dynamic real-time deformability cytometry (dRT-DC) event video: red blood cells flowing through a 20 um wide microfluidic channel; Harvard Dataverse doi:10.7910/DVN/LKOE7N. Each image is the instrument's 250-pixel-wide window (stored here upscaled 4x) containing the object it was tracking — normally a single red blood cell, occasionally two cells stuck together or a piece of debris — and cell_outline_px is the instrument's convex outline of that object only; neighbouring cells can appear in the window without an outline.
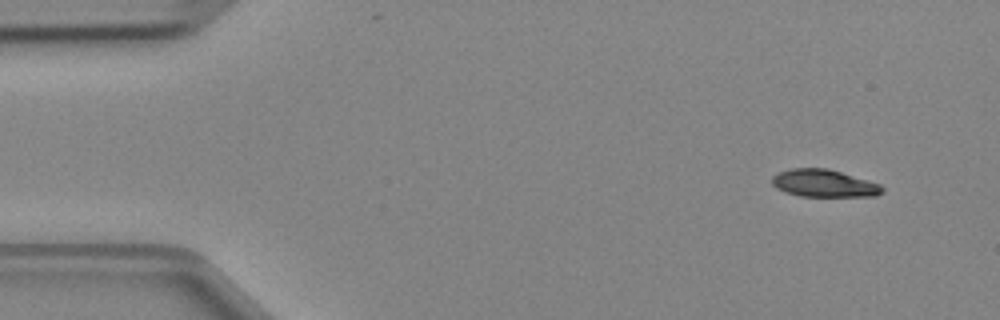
{"species": "Egyptian fruit bat (a non-hibernating species)", "species_latin": "Rousettus aegyptiacus", "temperature_condition": "cold", "stored_images_in_passage": 4, "camera_frame_rate_fps": 3000, "um_per_image_px": 0.085, "animal": {"sex": "female"}, "frame": {"image": 1, "passage_image": 1, "time_ms": 0.0, "image_size_px": [1000, 320], "cell_outline_px": [[884, 192], [876, 196], [800, 196], [784, 192], [776, 188], [772, 184], [772, 176], [780, 172], [792, 168], [828, 168], [868, 180], [880, 184], [884, 188]], "centroid_in_image_um": [70.05, 15.58], "position_along_channel_um": 15.0, "area_um2": 17.69}}
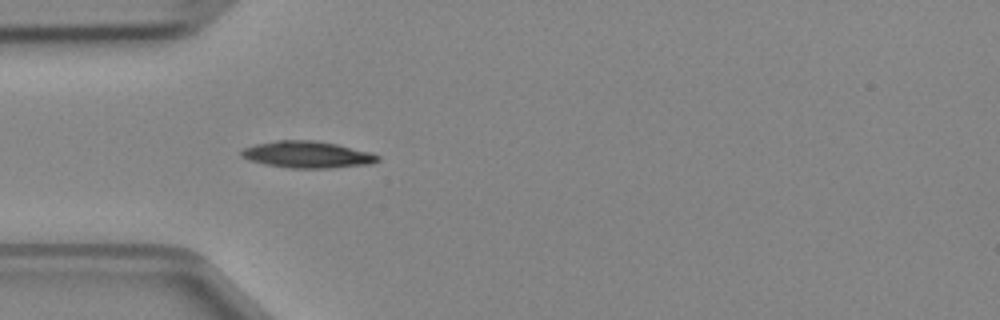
{"frame": {"image": 2, "passage_image": 4, "time_ms": 1.0, "image_size_px": [1000, 320], "cell_outline_px": [[380, 160], [372, 164], [332, 168], [292, 168], [264, 164], [248, 160], [240, 156], [240, 152], [244, 148], [256, 144], [276, 140], [312, 140], [336, 144], [372, 152], [380, 156]], "centroid_in_image_um": [26.14, 13.14], "position_along_channel_um": 58.9, "area_um2": 21.39}}